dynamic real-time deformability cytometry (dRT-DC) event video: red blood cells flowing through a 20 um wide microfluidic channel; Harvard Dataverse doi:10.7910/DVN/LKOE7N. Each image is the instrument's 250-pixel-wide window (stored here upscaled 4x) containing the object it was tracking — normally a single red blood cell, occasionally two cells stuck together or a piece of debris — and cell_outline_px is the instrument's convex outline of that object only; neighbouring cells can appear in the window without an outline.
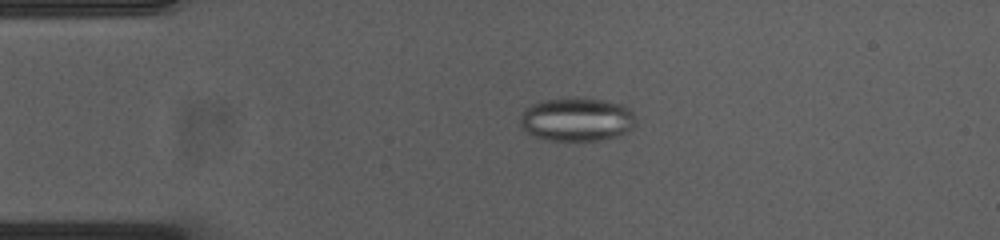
{"species": "common noctule bat (a hibernating species)", "species_latin": "Nyctalus noctula", "temperature_condition": "cold", "stored_images_in_passage": 55, "camera_frame_rate_fps": 3000, "um_per_image_px": 0.085, "animal": {"sex": "female", "body_mass_g": 23.0, "forearm_length_mm": 53.4}, "frame": {"image": 1, "passage_image": 12, "time_ms": 3.667, "image_size_px": [1000, 240], "cell_outline_px": [[636, 116], [632, 128], [620, 136], [600, 140], [552, 140], [532, 136], [520, 128], [520, 120], [524, 112], [532, 104], [544, 100], [572, 96], [604, 100], [624, 104]], "centroid_in_image_um": [49.04, 10.13], "position_along_channel_um": 36.0, "area_um2": 29.65}}
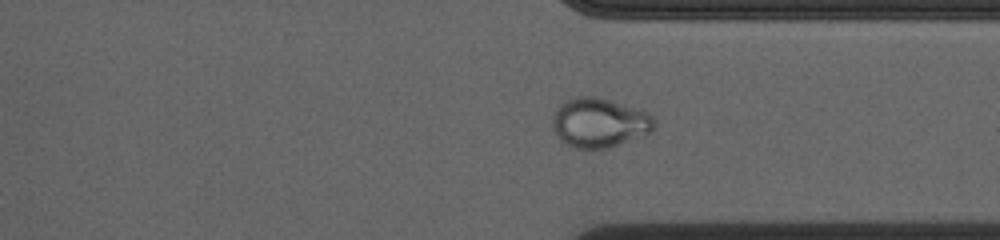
{"frame": {"image": 2, "passage_image": 41, "time_ms": 13.333, "image_size_px": [1000, 240], "cell_outline_px": [[656, 124], [648, 132], [608, 148], [576, 148], [568, 144], [552, 128], [552, 120], [560, 104], [576, 96], [596, 96], [644, 112], [652, 116], [656, 120]], "centroid_in_image_um": [50.92, 10.42], "position_along_channel_um": 360.5, "area_um2": 28.26}}
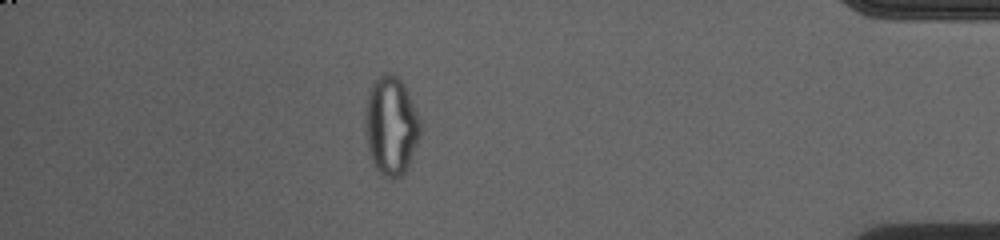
{"frame": {"image": 3, "passage_image": 48, "time_ms": 15.667, "image_size_px": [1000, 240], "cell_outline_px": [[420, 136], [408, 168], [400, 176], [388, 176], [380, 172], [372, 164], [368, 148], [364, 128], [364, 116], [368, 92], [372, 84], [384, 72], [392, 72], [400, 80], [408, 92], [420, 120]], "centroid_in_image_um": [33.22, 10.67], "position_along_channel_um": 402.0, "area_um2": 31.62}, "authors_computed_cell_mechanics": {"area_um2": 29.6514, "velocity_mm_per_s": 3.7266, "shape_relaxation_time_tau1_ms": null, "shape_relaxation_time_tau2_ms": 1.5273, "deformation_change_tau1": null, "deformation_change_tau2": 0.0516}}